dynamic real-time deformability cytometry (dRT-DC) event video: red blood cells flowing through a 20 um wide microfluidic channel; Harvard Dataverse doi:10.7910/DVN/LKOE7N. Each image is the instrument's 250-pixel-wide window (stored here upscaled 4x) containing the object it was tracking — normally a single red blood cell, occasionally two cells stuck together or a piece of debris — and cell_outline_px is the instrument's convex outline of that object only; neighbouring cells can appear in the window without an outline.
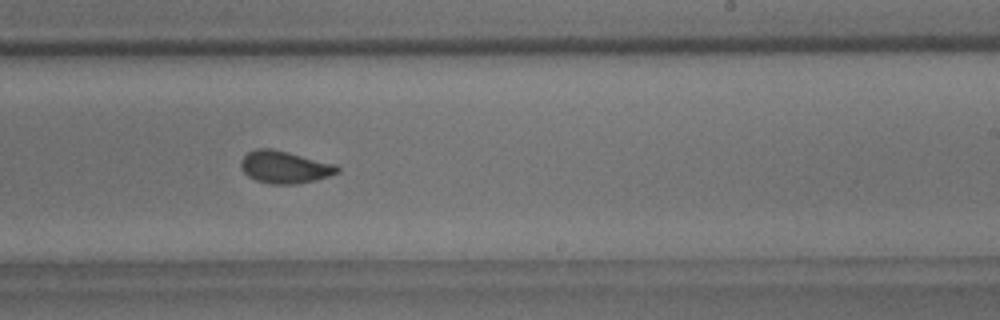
{"species": "common noctule bat (a hibernating species)", "species_latin": "Nyctalus noctula", "temperature_condition": "room temperature", "stored_images_in_passage": 39, "camera_frame_rate_fps": 3000, "um_per_image_px": 0.085, "animal": {"sex": "male", "body_mass_g": 18.8}, "frame": {"image": 1, "passage_image": 33, "time_ms": 10.667, "image_size_px": [1000, 320], "cell_outline_px": [[340, 172], [316, 180], [296, 184], [268, 184], [256, 180], [248, 176], [240, 168], [240, 160], [248, 152], [256, 148], [272, 148], [336, 164], [340, 168]], "centroid_in_image_um": [24.18, 14.2], "position_along_channel_um": 264.8, "area_um2": 18.32}}